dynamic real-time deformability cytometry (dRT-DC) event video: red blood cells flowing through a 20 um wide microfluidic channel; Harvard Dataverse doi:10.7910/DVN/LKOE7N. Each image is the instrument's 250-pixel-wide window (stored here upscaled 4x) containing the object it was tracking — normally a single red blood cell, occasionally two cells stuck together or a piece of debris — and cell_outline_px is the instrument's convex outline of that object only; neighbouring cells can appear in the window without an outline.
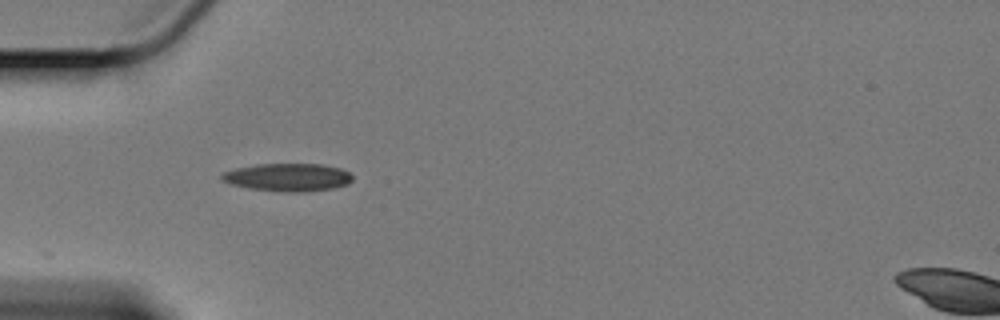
{"species": "Egyptian fruit bat (a non-hibernating species)", "species_latin": "Rousettus aegyptiacus", "temperature_condition": "cold", "stored_images_in_passage": 42, "camera_frame_rate_fps": 3000, "um_per_image_px": 0.085, "animal": {"sex": "female"}, "frame": {"image": 1, "passage_image": 1, "time_ms": 0.0, "image_size_px": [1000, 320], "cell_outline_px": [[352, 180], [348, 184], [332, 188], [304, 192], [288, 192], [248, 188], [232, 184], [220, 180], [220, 176], [224, 172], [236, 168], [256, 164], [324, 164], [340, 168], [348, 172], [352, 176]], "centroid_in_image_um": [24.46, 15.06], "position_along_channel_um": 60.5, "area_um2": 21.21}}
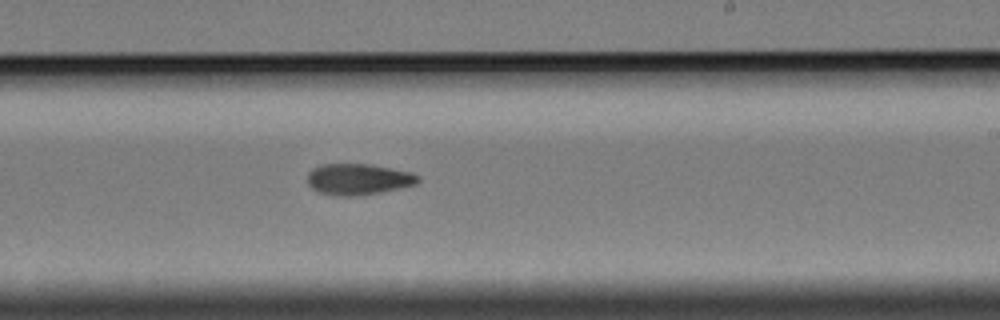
{"frame": {"image": 2, "passage_image": 19, "time_ms": 6.0, "image_size_px": [1000, 320], "cell_outline_px": [[420, 180], [416, 184], [380, 192], [356, 196], [336, 196], [320, 192], [312, 188], [308, 184], [308, 172], [312, 168], [320, 164], [368, 164], [392, 168], [412, 172], [420, 176]], "centroid_in_image_um": [30.45, 15.23], "position_along_channel_um": 258.6, "area_um2": 20.11}}
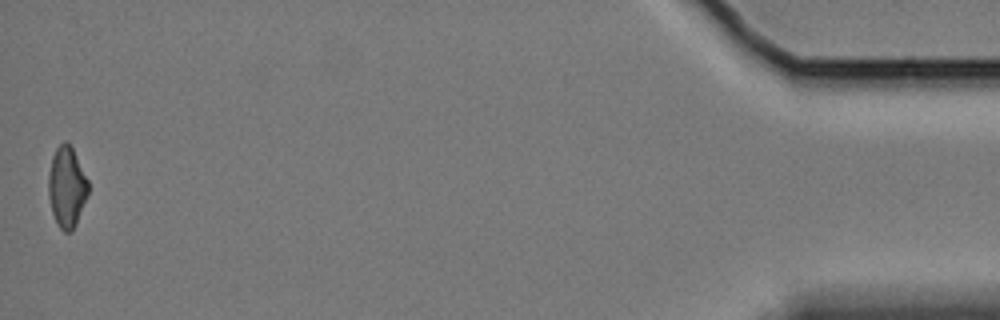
{"frame": {"image": 3, "passage_image": 42, "time_ms": 13.667, "image_size_px": [1000, 320], "cell_outline_px": [[88, 192], [76, 224], [68, 232], [64, 232], [60, 228], [52, 212], [48, 196], [48, 176], [52, 156], [56, 148], [64, 140], [72, 148], [88, 180]], "centroid_in_image_um": [5.66, 15.88], "position_along_channel_um": 429.5, "area_um2": 18.38}, "authors_computed_cell_mechanics": {"area_um2": 19.5653, "velocity_mm_per_s": 3.3482, "shape_relaxation_time_tau1_ms": 4.5234, "shape_relaxation_time_tau2_ms": null, "deformation_change_tau1": 0.1452, "deformation_change_tau2": null}}